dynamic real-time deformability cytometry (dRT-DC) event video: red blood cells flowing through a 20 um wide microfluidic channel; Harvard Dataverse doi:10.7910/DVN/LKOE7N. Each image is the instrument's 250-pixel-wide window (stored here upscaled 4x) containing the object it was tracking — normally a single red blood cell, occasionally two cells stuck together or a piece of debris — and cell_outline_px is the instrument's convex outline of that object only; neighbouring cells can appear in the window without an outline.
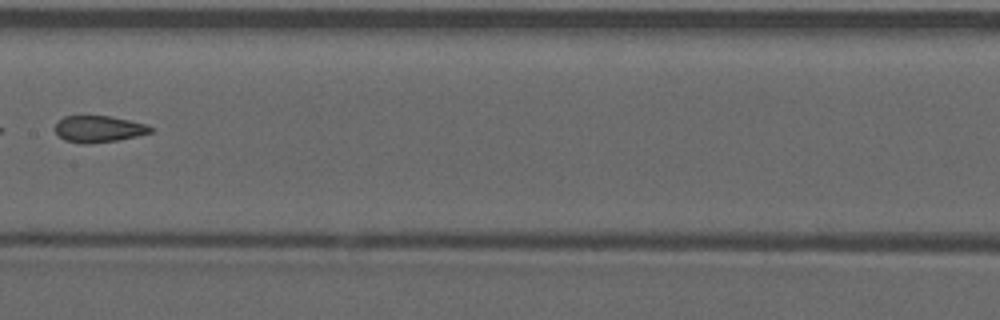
{"species": "common noctule bat (a hibernating species)", "species_latin": "Nyctalus noctula", "temperature_condition": "warm", "stored_images_in_passage": 9, "camera_frame_rate_fps": 3000, "um_per_image_px": 0.085, "animal": {"sex": "male", "forearm_length_mm": 52.5}, "frame": {"image": 1, "passage_image": 8, "time_ms": 2.333, "image_size_px": [1000, 320], "cell_outline_px": [[152, 132], [120, 140], [88, 144], [84, 144], [64, 140], [56, 132], [56, 124], [64, 116], [112, 116], [148, 124], [152, 128]], "centroid_in_image_um": [8.42, 10.96], "position_along_channel_um": 199.0, "area_um2": 14.8}}
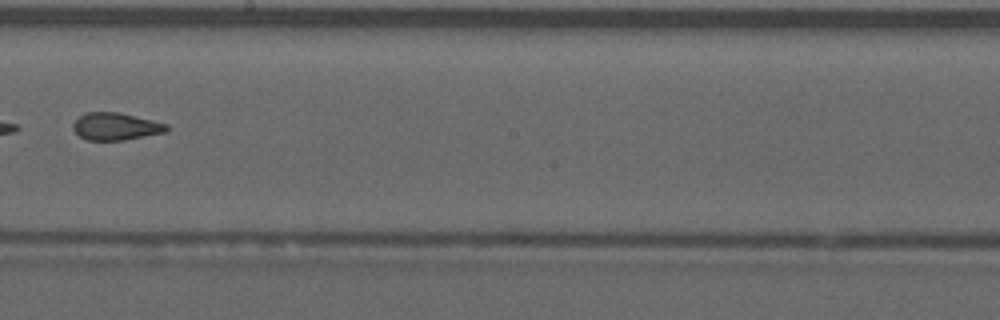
{"frame": {"image": 2, "passage_image": 9, "time_ms": 2.667, "image_size_px": [1000, 320], "cell_outline_px": [[168, 128], [164, 132], [124, 140], [88, 140], [80, 136], [72, 128], [72, 124], [80, 116], [88, 112], [120, 112], [168, 124]], "centroid_in_image_um": [9.82, 10.74], "position_along_channel_um": 238.4, "area_um2": 14.74}}